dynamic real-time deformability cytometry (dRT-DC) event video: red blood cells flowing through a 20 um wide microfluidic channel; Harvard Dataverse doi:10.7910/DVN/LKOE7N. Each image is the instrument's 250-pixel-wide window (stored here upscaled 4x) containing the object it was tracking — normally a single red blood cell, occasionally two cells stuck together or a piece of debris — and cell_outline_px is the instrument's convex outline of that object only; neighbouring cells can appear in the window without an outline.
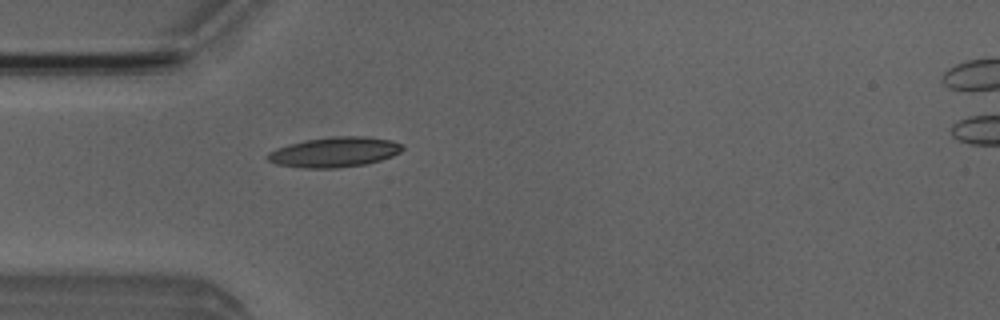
{"species": "Egyptian fruit bat (a non-hibernating species)", "species_latin": "Rousettus aegyptiacus", "temperature_condition": "room temperature", "stored_images_in_passage": 38, "camera_frame_rate_fps": 3000, "um_per_image_px": 0.085, "animal": {"sex": "male"}, "frame": {"image": 1, "passage_image": 2, "time_ms": 0.333, "image_size_px": [1000, 320], "cell_outline_px": [[404, 148], [400, 152], [392, 156], [380, 160], [364, 164], [336, 168], [304, 168], [276, 164], [268, 160], [264, 156], [268, 152], [276, 148], [288, 144], [304, 140], [332, 136], [364, 136], [392, 140], [400, 144]], "centroid_in_image_um": [28.39, 12.92], "position_along_channel_um": 56.6, "area_um2": 23.7}}
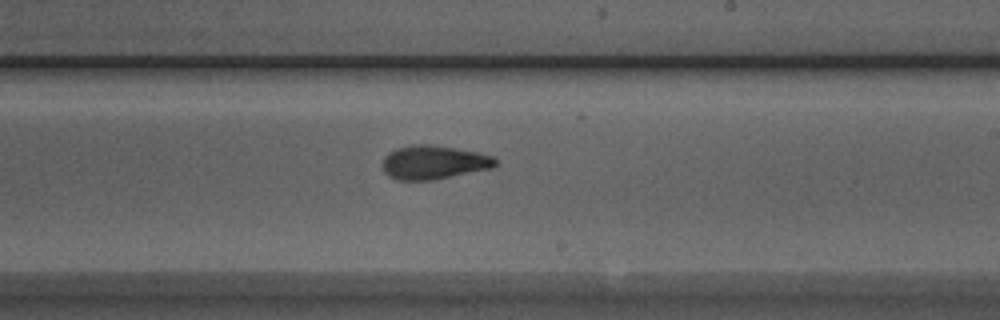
{"frame": {"image": 2, "passage_image": 17, "time_ms": 5.333, "image_size_px": [1000, 320], "cell_outline_px": [[496, 164], [492, 168], [432, 180], [396, 180], [388, 176], [384, 172], [380, 164], [384, 156], [388, 152], [396, 148], [416, 144], [428, 144], [456, 148], [476, 152], [492, 156], [496, 160]], "centroid_in_image_um": [36.79, 13.8], "position_along_channel_um": 252.2, "area_um2": 22.31}}
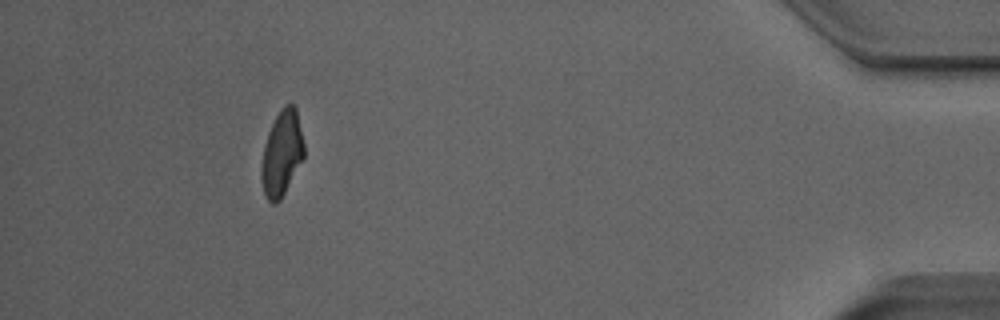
{"frame": {"image": 3, "passage_image": 34, "time_ms": 11.0, "image_size_px": [1000, 320], "cell_outline_px": [[304, 156], [280, 200], [276, 204], [272, 204], [264, 196], [260, 176], [260, 168], [264, 144], [268, 132], [280, 108], [284, 104], [292, 104], [296, 108], [304, 144]], "centroid_in_image_um": [23.92, 13.04], "position_along_channel_um": 411.3, "area_um2": 21.21}, "authors_computed_cell_mechanics": {"area_um2": 22.0796, "velocity_mm_per_s": 3.9784, "shape_relaxation_time_tau1_ms": 3.9388, "shape_relaxation_time_tau2_ms": 2.5849, "deformation_change_tau1": 0.1654, "deformation_change_tau2": 0.0881}}